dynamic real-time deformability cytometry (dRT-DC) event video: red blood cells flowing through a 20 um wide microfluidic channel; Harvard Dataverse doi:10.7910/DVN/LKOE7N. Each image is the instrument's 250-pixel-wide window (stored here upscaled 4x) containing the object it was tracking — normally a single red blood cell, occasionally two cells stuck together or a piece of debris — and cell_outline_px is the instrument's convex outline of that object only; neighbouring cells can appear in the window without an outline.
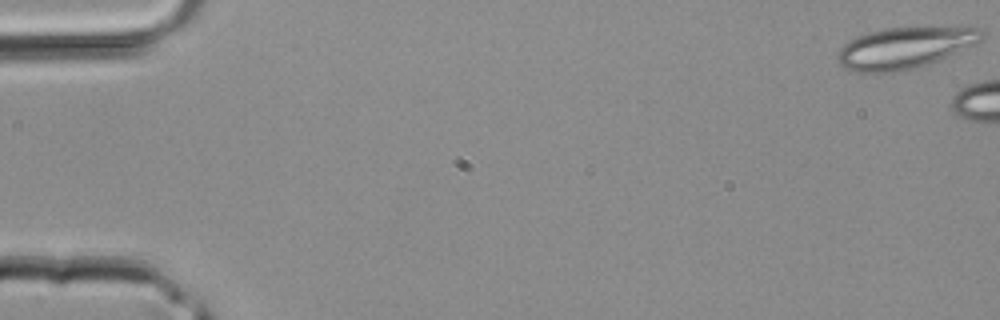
{"species": "common noctule bat (a hibernating species)", "species_latin": "Nyctalus noctula", "temperature_condition": "room temperature", "stored_images_in_passage": 5, "camera_frame_rate_fps": 3000, "um_per_image_px": 0.085, "animal": {"sex": "male", "body_mass_g": 20.4}, "frame": {"image": 1, "passage_image": 1, "time_ms": 0.0, "image_size_px": [1000, 320], "cell_outline_px": [[984, 40], [976, 44], [928, 64], [916, 68], [888, 72], [860, 72], [844, 68], [836, 60], [836, 56], [840, 48], [844, 44], [868, 32], [884, 28], [924, 24], [980, 28], [984, 32]], "centroid_in_image_um": [76.98, 4.0], "position_along_channel_um": 8.0, "area_um2": 35.6}}